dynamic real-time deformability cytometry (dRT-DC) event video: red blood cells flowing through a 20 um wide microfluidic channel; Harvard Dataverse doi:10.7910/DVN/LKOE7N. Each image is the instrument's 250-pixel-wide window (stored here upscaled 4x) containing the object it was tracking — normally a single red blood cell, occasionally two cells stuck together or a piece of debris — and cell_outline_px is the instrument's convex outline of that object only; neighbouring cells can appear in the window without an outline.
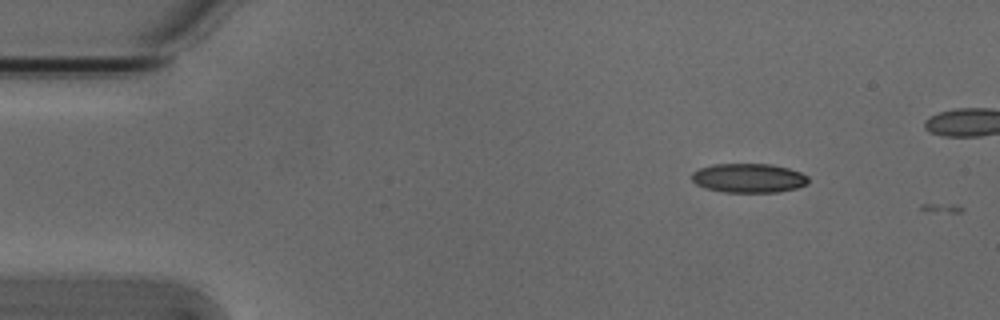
{"species": "Egyptian fruit bat (a non-hibernating species)", "species_latin": "Rousettus aegyptiacus", "temperature_condition": "cold", "stored_images_in_passage": 2, "camera_frame_rate_fps": 3000, "um_per_image_px": 0.085, "animal": {"sex": "male"}, "frame": {"image": 1, "passage_image": 1, "time_ms": 0.0, "image_size_px": [1000, 320], "cell_outline_px": [[808, 184], [796, 188], [780, 192], [724, 192], [704, 188], [696, 184], [692, 180], [692, 172], [700, 168], [712, 164], [772, 164], [788, 168], [800, 172], [808, 176]], "centroid_in_image_um": [63.63, 15.13], "position_along_channel_um": 21.4, "area_um2": 19.94}}